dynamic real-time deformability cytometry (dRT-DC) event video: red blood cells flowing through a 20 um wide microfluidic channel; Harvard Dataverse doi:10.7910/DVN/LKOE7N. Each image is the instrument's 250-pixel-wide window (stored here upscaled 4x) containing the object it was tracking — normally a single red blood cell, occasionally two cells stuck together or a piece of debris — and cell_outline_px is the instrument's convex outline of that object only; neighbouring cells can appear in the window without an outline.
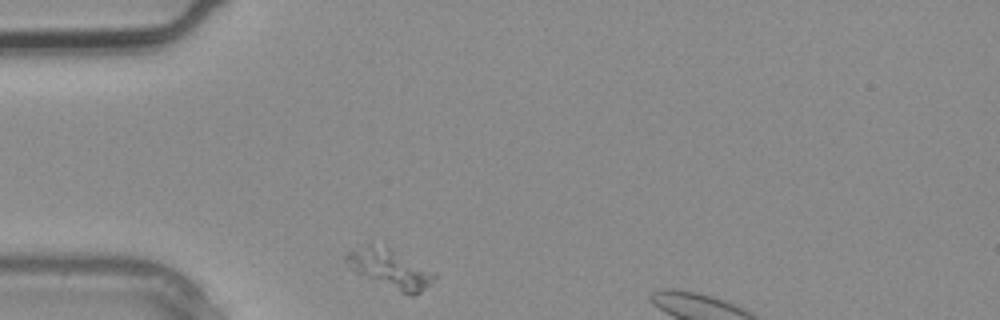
{"species": "common noctule bat (a hibernating species)", "species_latin": "Nyctalus noctula", "temperature_condition": "warm", "stored_images_in_passage": 2, "camera_frame_rate_fps": 3000, "um_per_image_px": 0.085, "animal": {"sex": "male", "body_mass_g": 20.4}, "frame": {"image": 1, "passage_image": 1, "time_ms": 0.0, "image_size_px": [1000, 320], "cell_outline_px": [[436, 276], [420, 292], [412, 296], [400, 292], [356, 272], [344, 260], [344, 256], [348, 252], [372, 240], [388, 248]], "centroid_in_image_um": [33.02, 22.8], "position_along_channel_um": 52.0, "area_um2": 18.96}}